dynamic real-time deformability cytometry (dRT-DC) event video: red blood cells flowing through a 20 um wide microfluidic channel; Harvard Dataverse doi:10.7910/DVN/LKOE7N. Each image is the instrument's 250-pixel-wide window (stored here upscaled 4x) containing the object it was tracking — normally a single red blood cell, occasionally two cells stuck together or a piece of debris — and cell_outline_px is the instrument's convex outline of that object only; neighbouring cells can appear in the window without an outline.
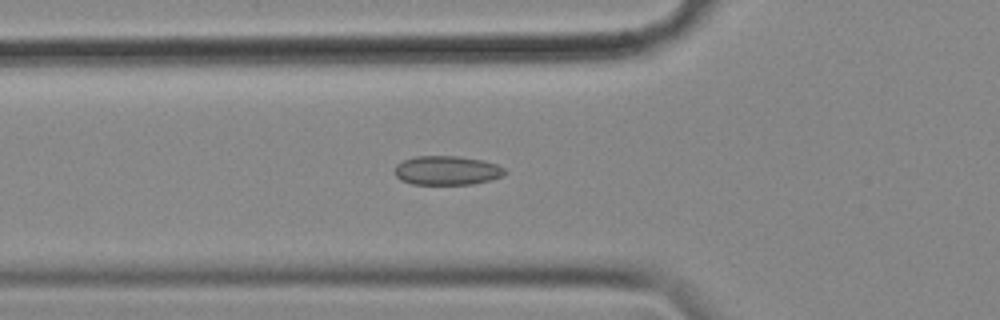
{"species": "common noctule bat (a hibernating species)", "species_latin": "Nyctalus noctula", "temperature_condition": "cold", "stored_images_in_passage": 33, "camera_frame_rate_fps": 3000, "um_per_image_px": 0.085, "animal": {"sex": "female", "body_mass_g": 18.4}, "frame": {"image": 1, "passage_image": 12, "time_ms": 3.667, "image_size_px": [1000, 320], "cell_outline_px": [[508, 172], [504, 176], [472, 184], [412, 184], [400, 180], [392, 172], [396, 164], [404, 160], [416, 156], [460, 156], [484, 160], [496, 164], [504, 168]], "centroid_in_image_um": [37.98, 14.48], "position_along_channel_um": 87.8, "area_um2": 18.9}}
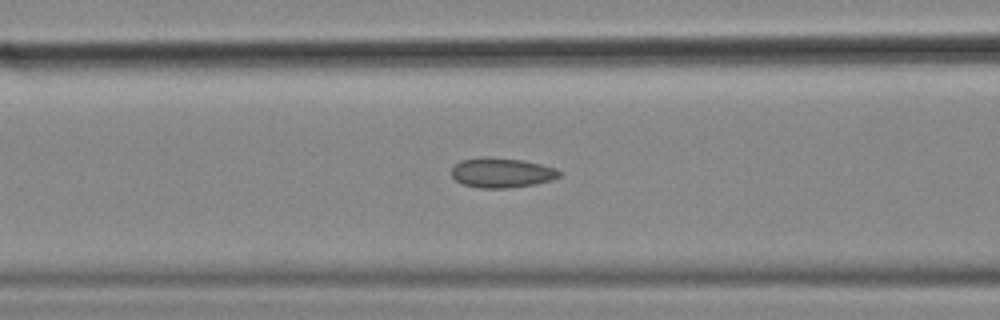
{"frame": {"image": 2, "passage_image": 15, "time_ms": 4.667, "image_size_px": [1000, 320], "cell_outline_px": [[560, 176], [552, 180], [536, 184], [508, 188], [480, 188], [464, 184], [456, 180], [452, 176], [452, 168], [460, 160], [484, 156], [488, 156], [520, 160], [540, 164], [556, 168], [560, 172]], "centroid_in_image_um": [42.64, 14.68], "position_along_channel_um": 124.0, "area_um2": 18.73}}
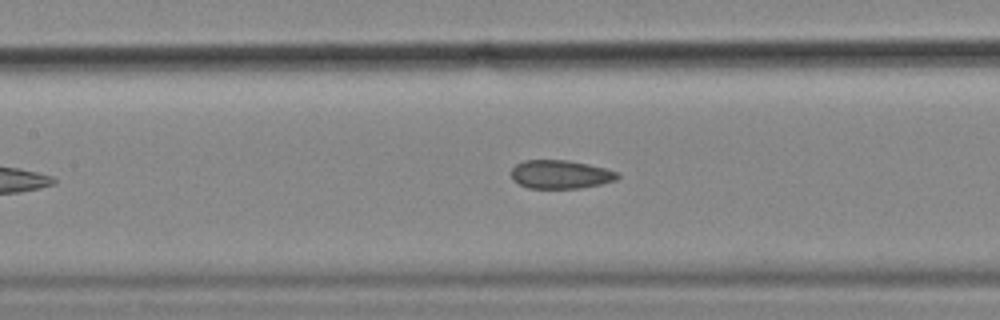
{"frame": {"image": 3, "passage_image": 18, "time_ms": 5.667, "image_size_px": [1000, 320], "cell_outline_px": [[620, 176], [616, 180], [600, 184], [580, 188], [528, 188], [512, 180], [512, 168], [516, 164], [524, 160], [568, 160], [588, 164], [620, 172]], "centroid_in_image_um": [47.65, 14.82], "position_along_channel_um": 159.7, "area_um2": 17.69}}